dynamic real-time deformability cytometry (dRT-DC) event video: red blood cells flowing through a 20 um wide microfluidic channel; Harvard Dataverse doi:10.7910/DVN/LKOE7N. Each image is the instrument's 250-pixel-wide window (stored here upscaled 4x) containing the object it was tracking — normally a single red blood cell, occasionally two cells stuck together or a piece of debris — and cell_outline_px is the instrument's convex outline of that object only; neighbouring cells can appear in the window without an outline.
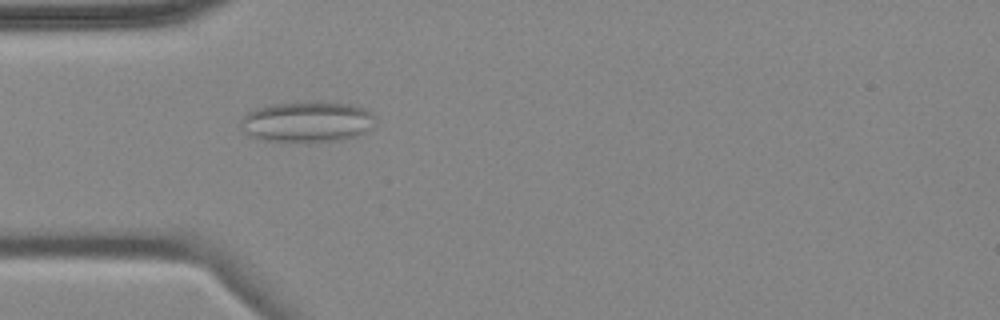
{"species": "common noctule bat (a hibernating species)", "species_latin": "Nyctalus noctula", "temperature_condition": "cold", "stored_images_in_passage": 5, "camera_frame_rate_fps": 3000, "um_per_image_px": 0.085, "animal": {"sex": "female", "body_mass_g": 18.4}, "frame": {"image": 1, "passage_image": 5, "time_ms": 4.667, "image_size_px": [1000, 320], "cell_outline_px": [[376, 116], [372, 128], [364, 132], [340, 140], [308, 144], [264, 140], [248, 136], [244, 132], [240, 124], [240, 120], [248, 112], [256, 108], [268, 104], [348, 104], [364, 108], [372, 112]], "centroid_in_image_um": [26.07, 10.42], "position_along_channel_um": 58.9, "area_um2": 31.85}}